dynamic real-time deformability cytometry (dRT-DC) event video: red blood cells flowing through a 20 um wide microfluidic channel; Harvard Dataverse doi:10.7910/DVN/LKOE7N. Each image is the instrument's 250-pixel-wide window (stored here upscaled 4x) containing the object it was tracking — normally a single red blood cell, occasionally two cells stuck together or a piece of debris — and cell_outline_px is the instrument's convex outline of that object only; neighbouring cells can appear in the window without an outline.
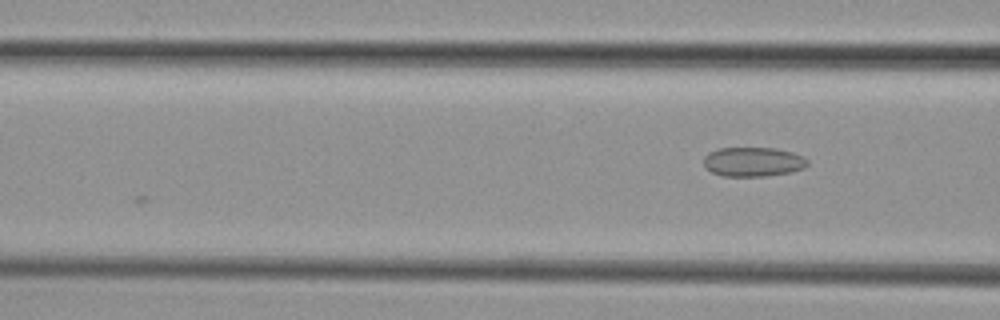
{"species": "common noctule bat (a hibernating species)", "species_latin": "Nyctalus noctula", "temperature_condition": "cold", "stored_images_in_passage": 4, "camera_frame_rate_fps": 3000, "um_per_image_px": 0.085, "animal": {"sex": "female", "body_mass_g": 29.2, "forearm_length_mm": 56.3}, "frame": {"image": 1, "passage_image": 4, "time_ms": 4.333, "image_size_px": [1000, 320], "cell_outline_px": [[808, 164], [804, 168], [792, 172], [768, 176], [724, 176], [712, 172], [704, 164], [704, 156], [708, 152], [720, 148], [776, 148], [792, 152], [804, 156], [808, 160]], "centroid_in_image_um": [64.05, 13.75], "position_along_channel_um": 102.6, "area_um2": 17.86}}